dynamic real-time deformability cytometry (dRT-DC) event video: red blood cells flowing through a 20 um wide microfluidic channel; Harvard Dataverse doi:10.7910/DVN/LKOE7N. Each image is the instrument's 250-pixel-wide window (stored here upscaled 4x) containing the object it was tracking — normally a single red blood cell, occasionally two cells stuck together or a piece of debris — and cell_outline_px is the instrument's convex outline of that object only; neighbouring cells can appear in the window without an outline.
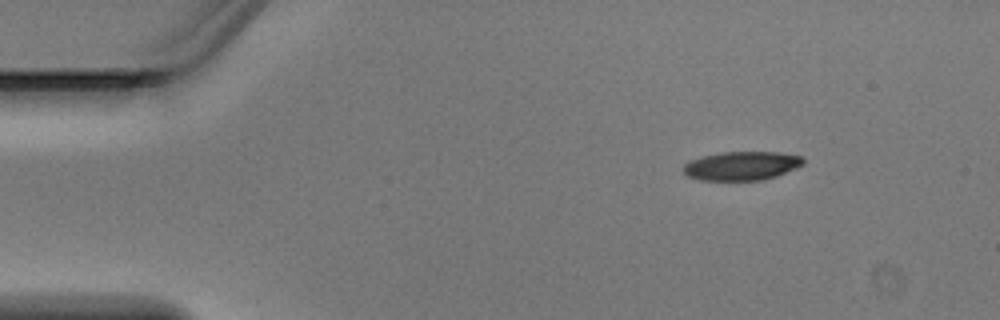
{"species": "Egyptian fruit bat (a non-hibernating species)", "species_latin": "Rousettus aegyptiacus", "temperature_condition": "warm", "stored_images_in_passage": 2, "camera_frame_rate_fps": 3000, "um_per_image_px": 0.085, "animal": {"sex": "male"}, "frame": {"image": 1, "passage_image": 1, "time_ms": 0.0, "image_size_px": [1000, 320], "cell_outline_px": [[804, 164], [796, 168], [776, 176], [764, 180], [700, 180], [688, 176], [680, 168], [688, 160], [700, 156], [720, 152], [780, 152], [800, 156], [804, 160]], "centroid_in_image_um": [62.99, 14.09], "position_along_channel_um": 22.0, "area_um2": 20.35}}